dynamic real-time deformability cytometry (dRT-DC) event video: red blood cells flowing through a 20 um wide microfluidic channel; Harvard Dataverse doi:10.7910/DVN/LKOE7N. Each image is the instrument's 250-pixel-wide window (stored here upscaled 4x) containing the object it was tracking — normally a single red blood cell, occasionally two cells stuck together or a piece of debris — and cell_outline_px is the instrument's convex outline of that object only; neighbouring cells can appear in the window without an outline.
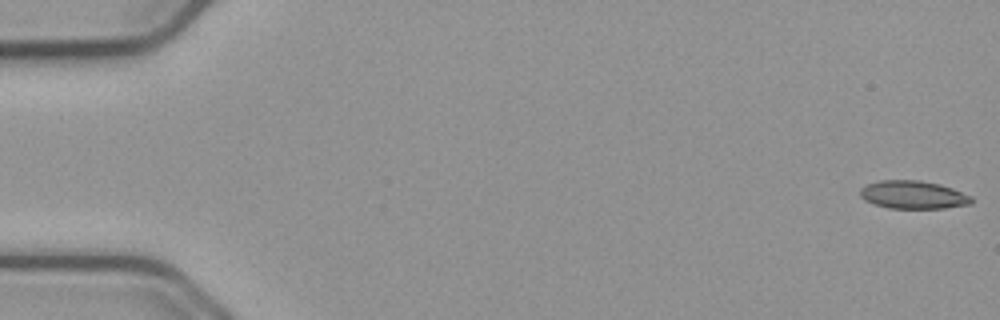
{"species": "common noctule bat (a hibernating species)", "species_latin": "Nyctalus noctula", "temperature_condition": "cold", "stored_images_in_passage": 55, "camera_frame_rate_fps": 3000, "um_per_image_px": 0.085, "animal": {"sex": "male", "body_mass_g": 23.1, "forearm_length_mm": 52.7}, "frame": {"image": 1, "passage_image": 1, "time_ms": 0.0, "image_size_px": [1000, 320], "cell_outline_px": [[972, 204], [944, 208], [888, 208], [864, 200], [860, 196], [860, 188], [868, 184], [880, 180], [920, 180], [940, 184], [952, 188], [972, 196]], "centroid_in_image_um": [77.63, 16.55], "position_along_channel_um": 7.4, "area_um2": 18.21}}
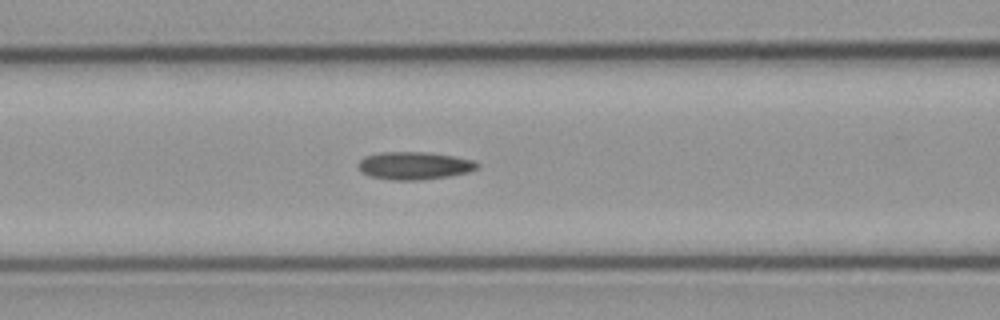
{"frame": {"image": 2, "passage_image": 23, "time_ms": 7.333, "image_size_px": [1000, 320], "cell_outline_px": [[480, 164], [476, 168], [468, 172], [448, 176], [420, 180], [392, 180], [368, 176], [356, 164], [364, 156], [380, 152], [424, 152], [452, 156], [472, 160]], "centroid_in_image_um": [35.17, 14.08], "position_along_channel_um": 131.4, "area_um2": 19.07}}
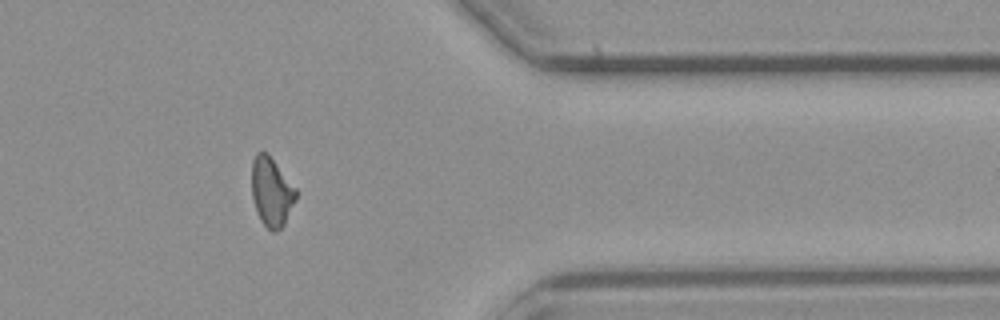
{"frame": {"image": 3, "passage_image": 45, "time_ms": 14.667, "image_size_px": [1000, 320], "cell_outline_px": [[296, 200], [284, 224], [276, 232], [272, 232], [260, 220], [256, 212], [252, 196], [252, 160], [256, 152], [268, 152], [296, 188]], "centroid_in_image_um": [23.07, 16.29], "position_along_channel_um": 388.3, "area_um2": 17.92}, "authors_computed_cell_mechanics": {"area_um2": 18.3804, "velocity_mm_per_s": 3.7528, "shape_relaxation_time_tau1_ms": null, "shape_relaxation_time_tau2_ms": 3.6218, "deformation_change_tau1": null, "deformation_change_tau2": 0.108}}